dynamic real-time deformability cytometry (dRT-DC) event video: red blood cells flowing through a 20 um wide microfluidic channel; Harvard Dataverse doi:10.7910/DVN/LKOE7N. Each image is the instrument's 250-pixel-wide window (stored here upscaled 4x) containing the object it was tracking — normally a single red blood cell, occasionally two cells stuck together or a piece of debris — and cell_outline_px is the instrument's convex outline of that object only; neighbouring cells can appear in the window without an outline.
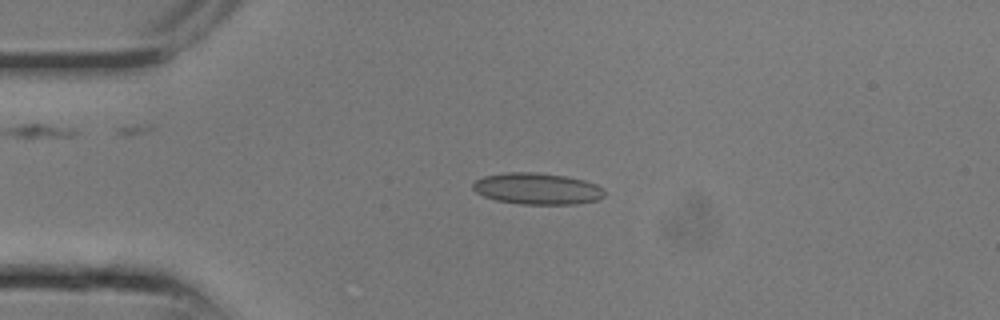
{"species": "common noctule bat (a hibernating species)", "species_latin": "Nyctalus noctula", "temperature_condition": "room temperature", "stored_images_in_passage": 9, "camera_frame_rate_fps": 3000, "um_per_image_px": 0.085, "animal": {"sex": "male", "body_mass_g": 13.3}, "frame": {"image": 1, "passage_image": 6, "time_ms": 1.667, "image_size_px": [1000, 320], "cell_outline_px": [[604, 196], [596, 200], [576, 204], [520, 204], [496, 200], [484, 196], [476, 192], [472, 188], [472, 184], [476, 180], [484, 176], [508, 172], [536, 172], [564, 176], [584, 180], [596, 184], [604, 188]], "centroid_in_image_um": [45.66, 16.04], "position_along_channel_um": 39.3, "area_um2": 24.1}}
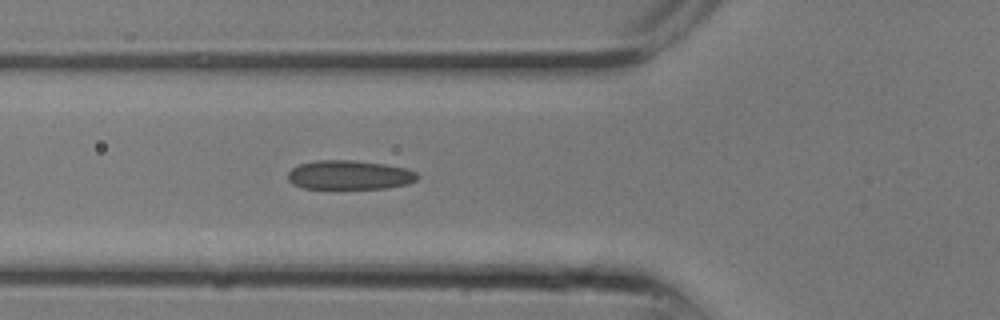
{"frame": {"image": 2, "passage_image": 9, "time_ms": 2.667, "image_size_px": [1000, 320], "cell_outline_px": [[420, 176], [416, 180], [408, 184], [388, 188], [304, 188], [292, 184], [288, 180], [288, 172], [292, 168], [300, 164], [316, 160], [352, 160], [384, 164], [404, 168], [416, 172]], "centroid_in_image_um": [29.7, 14.87], "position_along_channel_um": 96.1, "area_um2": 21.96}}